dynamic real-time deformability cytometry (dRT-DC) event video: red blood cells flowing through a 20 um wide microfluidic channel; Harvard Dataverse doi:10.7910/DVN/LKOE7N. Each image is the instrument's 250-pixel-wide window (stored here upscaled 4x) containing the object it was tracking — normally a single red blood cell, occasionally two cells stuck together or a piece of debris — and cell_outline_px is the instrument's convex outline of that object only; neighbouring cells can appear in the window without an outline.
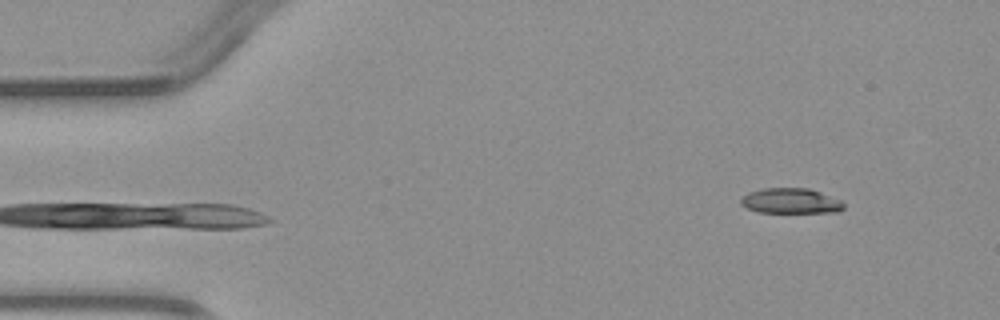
{"species": "common noctule bat (a hibernating species)", "species_latin": "Nyctalus noctula", "temperature_condition": "warm", "stored_images_in_passage": 3, "camera_frame_rate_fps": 3000, "um_per_image_px": 0.085, "animal": {"sex": "male", "body_mass_g": 23.1, "forearm_length_mm": 52.7}, "frame": {"image": 1, "passage_image": 3, "time_ms": 2.333, "image_size_px": [1000, 320], "cell_outline_px": [[844, 208], [840, 212], [756, 212], [740, 204], [740, 200], [748, 192], [764, 188], [808, 188], [820, 192], [840, 200], [844, 204]], "centroid_in_image_um": [67.21, 17.08], "position_along_channel_um": 17.8, "area_um2": 15.09}}